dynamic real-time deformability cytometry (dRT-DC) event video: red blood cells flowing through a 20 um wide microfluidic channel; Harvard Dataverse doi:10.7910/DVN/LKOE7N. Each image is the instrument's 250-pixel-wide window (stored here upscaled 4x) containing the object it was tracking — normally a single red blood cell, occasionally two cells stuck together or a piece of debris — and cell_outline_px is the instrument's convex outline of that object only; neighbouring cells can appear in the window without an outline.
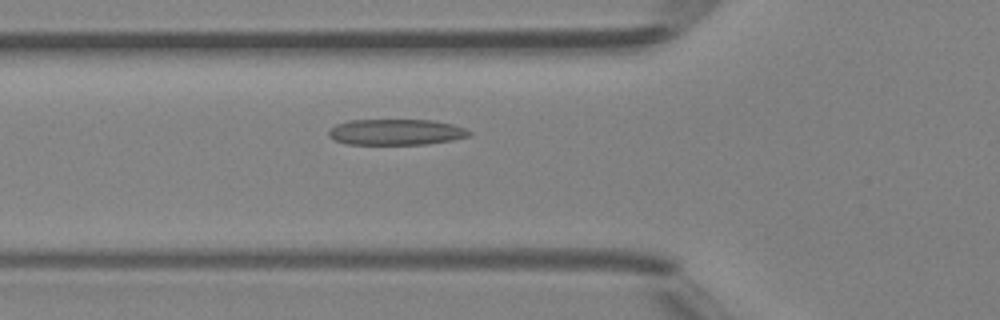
{"species": "Egyptian fruit bat (a non-hibernating species)", "species_latin": "Rousettus aegyptiacus", "temperature_condition": "room temperature", "stored_images_in_passage": 38, "camera_frame_rate_fps": 3000, "um_per_image_px": 0.085, "animal": {"sex": "female"}, "frame": {"image": 1, "passage_image": 8, "time_ms": 2.333, "image_size_px": [1000, 320], "cell_outline_px": [[472, 136], [452, 140], [428, 144], [348, 144], [336, 140], [328, 136], [328, 132], [336, 124], [348, 120], [432, 120], [452, 124], [464, 128], [472, 132]], "centroid_in_image_um": [33.69, 11.22], "position_along_channel_um": 92.1, "area_um2": 21.21}}
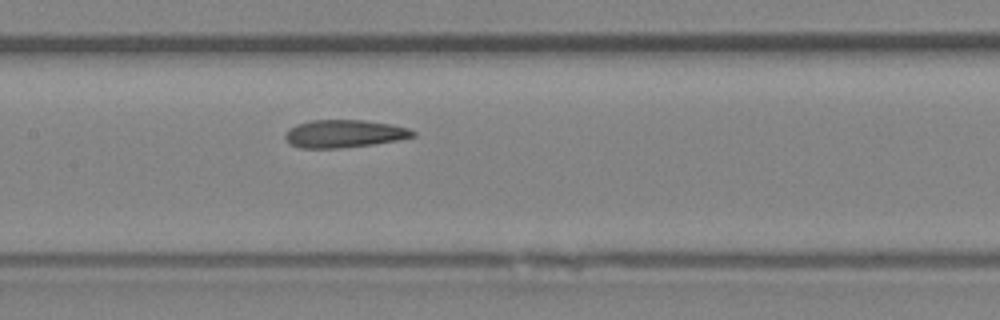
{"frame": {"image": 2, "passage_image": 14, "time_ms": 4.333, "image_size_px": [1000, 320], "cell_outline_px": [[416, 136], [396, 140], [372, 144], [340, 148], [300, 148], [292, 144], [284, 136], [288, 128], [296, 124], [312, 120], [364, 120], [392, 124], [408, 128], [416, 132]], "centroid_in_image_um": [29.26, 11.35], "position_along_channel_um": 178.1, "area_um2": 20.58}}
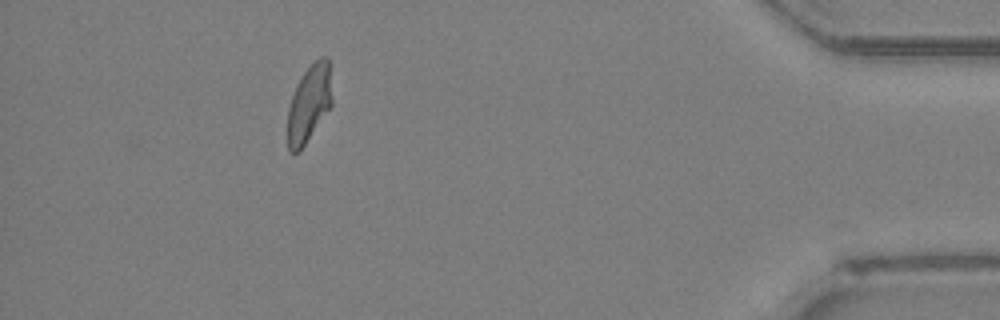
{"frame": {"image": 3, "passage_image": 34, "time_ms": 11.0, "image_size_px": [1000, 320], "cell_outline_px": [[332, 104], [300, 152], [288, 152], [288, 108], [296, 84], [304, 72], [320, 56], [328, 56], [332, 100]], "centroid_in_image_um": [26.27, 8.81], "position_along_channel_um": 408.9, "area_um2": 19.83}, "authors_computed_cell_mechanics": {"area_um2": 20.8658, "velocity_mm_per_s": 4.3063, "shape_relaxation_time_tau1_ms": 9.2913, "shape_relaxation_time_tau2_ms": 1.5976, "deformation_change_tau1": 0.2194, "deformation_change_tau2": 0.0975}}